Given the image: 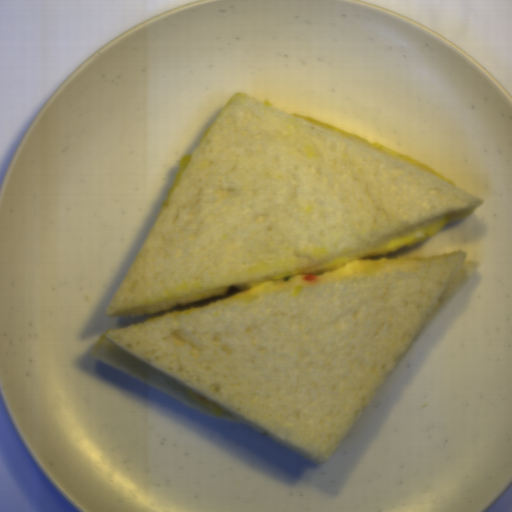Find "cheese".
Masks as SVG:
<instances>
[{
	"mask_svg": "<svg viewBox=\"0 0 512 512\" xmlns=\"http://www.w3.org/2000/svg\"><path fill=\"white\" fill-rule=\"evenodd\" d=\"M473 213L474 207L456 211L413 231H410L406 234L393 238L362 252L309 268L271 278L225 286L171 300H166L122 311L117 314L125 315L128 317L142 316L144 317L145 323L157 319L182 315L225 303H238L260 296L308 285L355 279L412 267L419 263L424 257L420 256L402 259H380L367 257L407 248L421 243L436 234L448 223L470 218ZM308 274H315V281L308 282L304 280V276Z\"/></svg>",
	"mask_w": 512,
	"mask_h": 512,
	"instance_id": "cheese-1",
	"label": "cheese"
},
{
	"mask_svg": "<svg viewBox=\"0 0 512 512\" xmlns=\"http://www.w3.org/2000/svg\"><path fill=\"white\" fill-rule=\"evenodd\" d=\"M291 116L293 117H296L298 119H301L303 121H306L308 123H311L313 125H316L318 127H321L323 129H326L328 131H331L333 133H336L338 135H341L343 137H346L348 139H351L353 141H356L358 143H361L363 145H366L368 147H371L373 149H376L378 151H381L383 153H386L388 155H391L393 157H396L398 159H401L427 173H430L454 186L457 187V183H455L454 181H452L451 179H449L448 177H446L445 175L441 174L440 172H438L437 170H435L434 168H432L431 166L425 164L424 162L416 159L415 157L407 154L406 152L402 151V150H399L397 148H394L392 146H389L387 144H384L382 142H371L369 141L367 138H364V137H361V136H357V135H354V134H351V133H348L346 131H343L337 127H334L328 123H325L319 119H316L312 116H308V115H303V114H299V113H293Z\"/></svg>",
	"mask_w": 512,
	"mask_h": 512,
	"instance_id": "cheese-2",
	"label": "cheese"
},
{
	"mask_svg": "<svg viewBox=\"0 0 512 512\" xmlns=\"http://www.w3.org/2000/svg\"><path fill=\"white\" fill-rule=\"evenodd\" d=\"M187 393L192 398V400L200 405H202L204 408H206L209 412H211L213 415H219L222 416L224 411L222 408L214 404L213 402L207 400L206 398L202 397L201 395L192 392L187 389Z\"/></svg>",
	"mask_w": 512,
	"mask_h": 512,
	"instance_id": "cheese-3",
	"label": "cheese"
},
{
	"mask_svg": "<svg viewBox=\"0 0 512 512\" xmlns=\"http://www.w3.org/2000/svg\"><path fill=\"white\" fill-rule=\"evenodd\" d=\"M193 153H194V152L189 153V154H185V155L183 156V158L181 159V161H180V163H179V165H178L177 171H176L175 184H176V182H177V180H178V178H179V176H180V174H181V172H182V170H183V168H184L185 164H186V163H187V161L190 159V157L193 155ZM175 184H174V186H175Z\"/></svg>",
	"mask_w": 512,
	"mask_h": 512,
	"instance_id": "cheese-4",
	"label": "cheese"
}]
</instances>
